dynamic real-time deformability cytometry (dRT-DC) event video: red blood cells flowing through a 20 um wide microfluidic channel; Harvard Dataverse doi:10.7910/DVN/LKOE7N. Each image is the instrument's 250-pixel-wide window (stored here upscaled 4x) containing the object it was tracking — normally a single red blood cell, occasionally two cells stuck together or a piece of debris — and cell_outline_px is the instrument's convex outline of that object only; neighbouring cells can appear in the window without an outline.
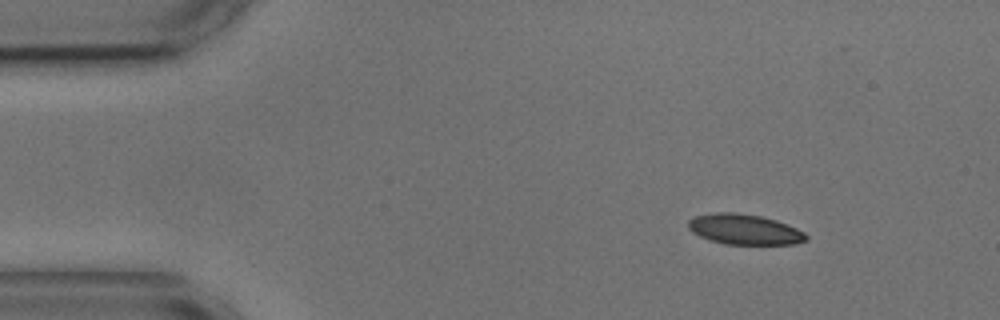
{"species": "common noctule bat (a hibernating species)", "species_latin": "Nyctalus noctula", "temperature_condition": "cold", "stored_images_in_passage": 9, "camera_frame_rate_fps": 3000, "um_per_image_px": 0.085, "animal": {"sex": "male", "body_mass_g": 17.9, "forearm_length_mm": 54.2}, "frame": {"image": 1, "passage_image": 1, "time_ms": 0.0, "image_size_px": [1000, 320], "cell_outline_px": [[808, 240], [796, 244], [724, 244], [708, 240], [692, 232], [688, 228], [688, 220], [692, 216], [716, 212], [736, 212], [760, 216], [776, 220], [796, 228], [804, 232], [808, 236]], "centroid_in_image_um": [63.25, 19.49], "position_along_channel_um": 21.7, "area_um2": 21.04}}
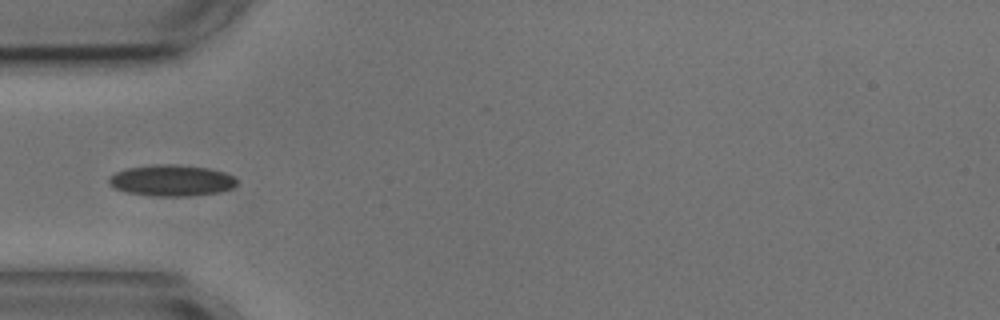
{"frame": {"image": 2, "passage_image": 3, "time_ms": 3.333, "image_size_px": [1000, 320], "cell_outline_px": [[236, 184], [232, 188], [220, 192], [188, 196], [160, 196], [128, 192], [116, 188], [108, 184], [108, 176], [124, 168], [156, 164], [176, 164], [208, 168], [224, 172], [232, 176], [236, 180]], "centroid_in_image_um": [14.56, 15.32], "position_along_channel_um": 70.4, "area_um2": 23.24}}